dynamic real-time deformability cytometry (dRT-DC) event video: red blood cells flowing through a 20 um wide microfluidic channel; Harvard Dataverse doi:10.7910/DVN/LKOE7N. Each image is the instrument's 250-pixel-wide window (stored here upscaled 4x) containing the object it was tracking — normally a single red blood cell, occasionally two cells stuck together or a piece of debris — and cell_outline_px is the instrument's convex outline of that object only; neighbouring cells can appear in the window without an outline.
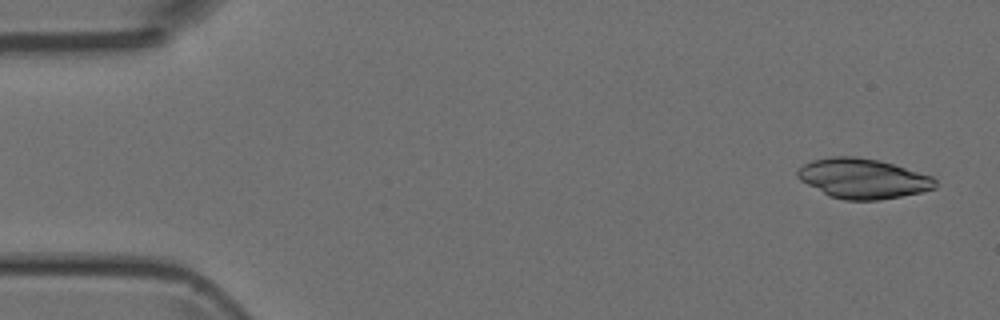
{"species": "Egyptian fruit bat (a non-hibernating species)", "species_latin": "Rousettus aegyptiacus", "temperature_condition": "room temperature", "stored_images_in_passage": 4, "camera_frame_rate_fps": 3000, "um_per_image_px": 0.085, "animal": {"sex": "female"}, "frame": {"image": 1, "passage_image": 1, "time_ms": 0.0, "image_size_px": [1000, 320], "cell_outline_px": [[936, 188], [920, 192], [880, 200], [844, 200], [828, 196], [800, 180], [796, 176], [796, 172], [804, 164], [812, 160], [828, 156], [856, 156], [880, 160], [932, 176], [936, 180]], "centroid_in_image_um": [73.32, 15.17], "position_along_channel_um": 11.7, "area_um2": 32.14}}